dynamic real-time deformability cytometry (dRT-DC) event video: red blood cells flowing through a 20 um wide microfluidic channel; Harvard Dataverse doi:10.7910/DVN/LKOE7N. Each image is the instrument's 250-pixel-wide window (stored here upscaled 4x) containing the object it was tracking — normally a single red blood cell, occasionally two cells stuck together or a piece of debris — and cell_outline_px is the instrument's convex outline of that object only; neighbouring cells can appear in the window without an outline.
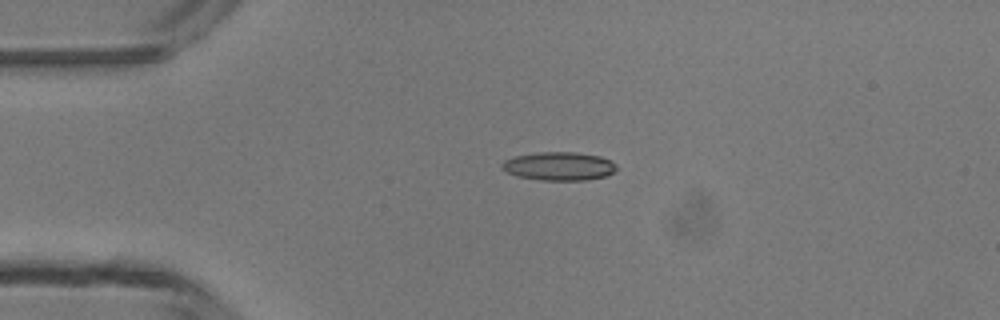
{"species": "common noctule bat (a hibernating species)", "species_latin": "Nyctalus noctula", "temperature_condition": "room temperature", "stored_images_in_passage": 4, "camera_frame_rate_fps": 3000, "um_per_image_px": 0.085, "animal": {"sex": "male", "body_mass_g": 13.3}, "frame": {"image": 1, "passage_image": 3, "time_ms": 3.333, "image_size_px": [1000, 320], "cell_outline_px": [[616, 168], [612, 172], [604, 176], [584, 180], [540, 180], [516, 176], [500, 168], [500, 164], [504, 160], [516, 156], [540, 152], [576, 152], [600, 156], [616, 164]], "centroid_in_image_um": [47.47, 14.12], "position_along_channel_um": 37.5, "area_um2": 18.84}}